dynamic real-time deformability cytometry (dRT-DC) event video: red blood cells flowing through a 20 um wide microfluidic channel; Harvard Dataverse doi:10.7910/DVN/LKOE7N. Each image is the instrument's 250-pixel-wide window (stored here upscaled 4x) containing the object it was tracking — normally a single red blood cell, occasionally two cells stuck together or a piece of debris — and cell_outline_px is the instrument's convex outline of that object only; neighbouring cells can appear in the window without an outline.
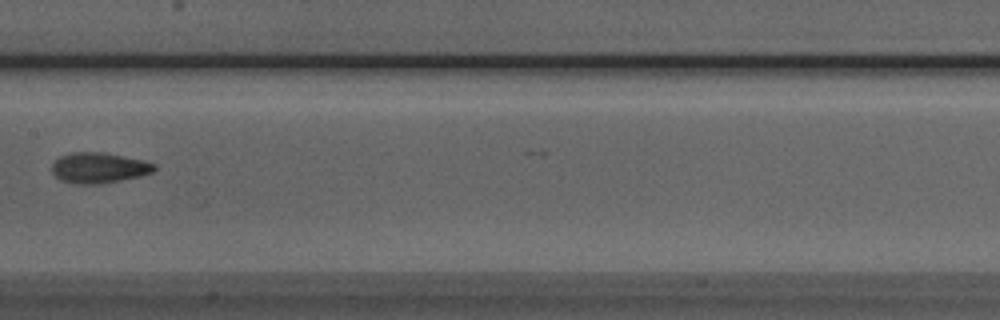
{"species": "Egyptian fruit bat (a non-hibernating species)", "species_latin": "Rousettus aegyptiacus", "temperature_condition": "room temperature", "stored_images_in_passage": 8, "camera_frame_rate_fps": 3000, "um_per_image_px": 0.085, "animal": {"sex": "male"}, "frame": {"image": 1, "passage_image": 7, "time_ms": 7.667, "image_size_px": [1000, 320], "cell_outline_px": [[156, 168], [152, 172], [140, 176], [100, 184], [72, 184], [60, 180], [52, 172], [52, 164], [60, 156], [72, 152], [104, 152], [144, 160], [156, 164]], "centroid_in_image_um": [8.4, 14.26], "position_along_channel_um": 199.0, "area_um2": 18.32}}
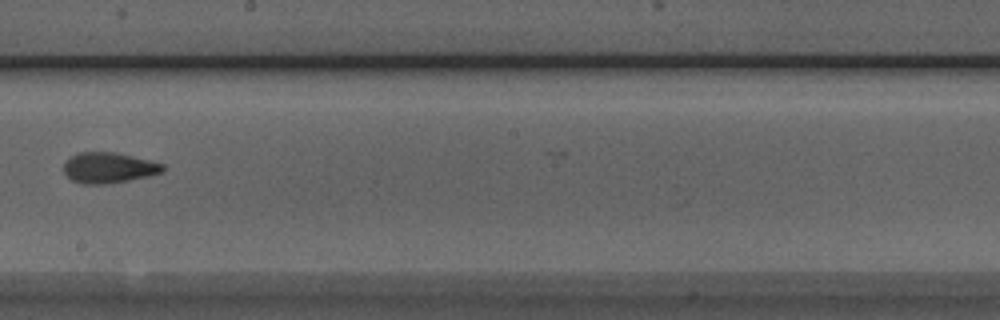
{"frame": {"image": 2, "passage_image": 8, "time_ms": 8.667, "image_size_px": [1000, 320], "cell_outline_px": [[164, 168], [160, 172], [148, 176], [108, 184], [84, 184], [72, 180], [64, 172], [64, 164], [72, 156], [80, 152], [116, 152], [164, 164]], "centroid_in_image_um": [9.23, 14.26], "position_along_channel_um": 239.0, "area_um2": 17.4}}